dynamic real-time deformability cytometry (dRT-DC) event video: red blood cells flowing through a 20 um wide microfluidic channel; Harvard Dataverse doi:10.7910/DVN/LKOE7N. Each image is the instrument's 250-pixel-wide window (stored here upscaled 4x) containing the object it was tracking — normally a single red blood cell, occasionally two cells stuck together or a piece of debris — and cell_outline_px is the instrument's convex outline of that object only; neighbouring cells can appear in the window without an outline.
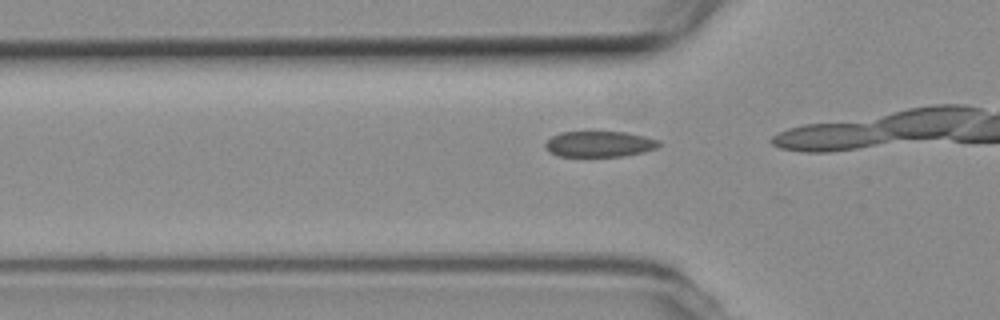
{"species": "common noctule bat (a hibernating species)", "species_latin": "Nyctalus noctula", "temperature_condition": "room temperature", "stored_images_in_passage": 7, "camera_frame_rate_fps": 3000, "um_per_image_px": 0.085, "animal": {"sex": "female", "body_mass_g": 19.3, "forearm_length_mm": 54.1}, "frame": {"image": 1, "passage_image": 5, "time_ms": 1.333, "image_size_px": [1000, 320], "cell_outline_px": [[660, 144], [656, 148], [644, 152], [624, 156], [556, 156], [548, 152], [544, 148], [544, 144], [552, 136], [560, 132], [628, 132], [660, 140]], "centroid_in_image_um": [50.93, 12.24], "position_along_channel_um": 74.9, "area_um2": 17.22}}